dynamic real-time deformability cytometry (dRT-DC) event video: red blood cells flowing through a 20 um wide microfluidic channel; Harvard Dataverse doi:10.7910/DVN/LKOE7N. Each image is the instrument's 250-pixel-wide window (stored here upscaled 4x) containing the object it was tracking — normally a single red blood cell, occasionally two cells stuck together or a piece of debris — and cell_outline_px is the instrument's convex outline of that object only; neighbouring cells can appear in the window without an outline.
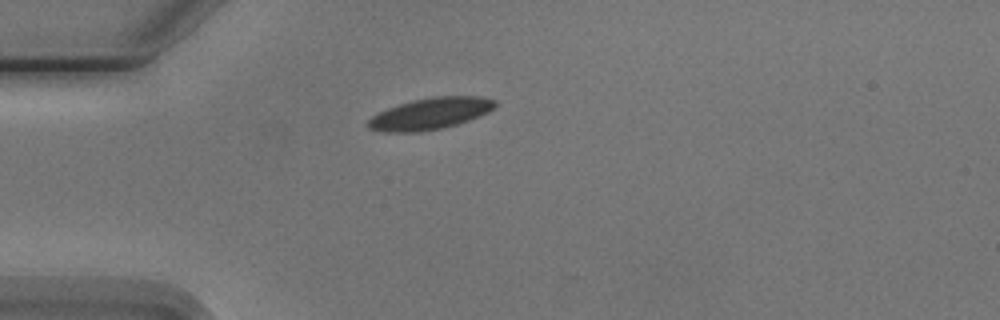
{"species": "Egyptian fruit bat (a non-hibernating species)", "species_latin": "Rousettus aegyptiacus", "temperature_condition": "cold", "stored_images_in_passage": 1, "camera_frame_rate_fps": 3000, "um_per_image_px": 0.085, "animal": {"sex": "male"}, "frame": {"image": 1, "passage_image": 1, "time_ms": 0.0, "image_size_px": [1000, 320], "cell_outline_px": [[496, 104], [488, 112], [468, 120], [456, 124], [440, 128], [416, 132], [380, 132], [368, 128], [364, 124], [376, 112], [412, 100], [432, 96], [480, 96], [496, 100]], "centroid_in_image_um": [36.51, 9.65], "position_along_channel_um": 48.5, "area_um2": 23.35}}